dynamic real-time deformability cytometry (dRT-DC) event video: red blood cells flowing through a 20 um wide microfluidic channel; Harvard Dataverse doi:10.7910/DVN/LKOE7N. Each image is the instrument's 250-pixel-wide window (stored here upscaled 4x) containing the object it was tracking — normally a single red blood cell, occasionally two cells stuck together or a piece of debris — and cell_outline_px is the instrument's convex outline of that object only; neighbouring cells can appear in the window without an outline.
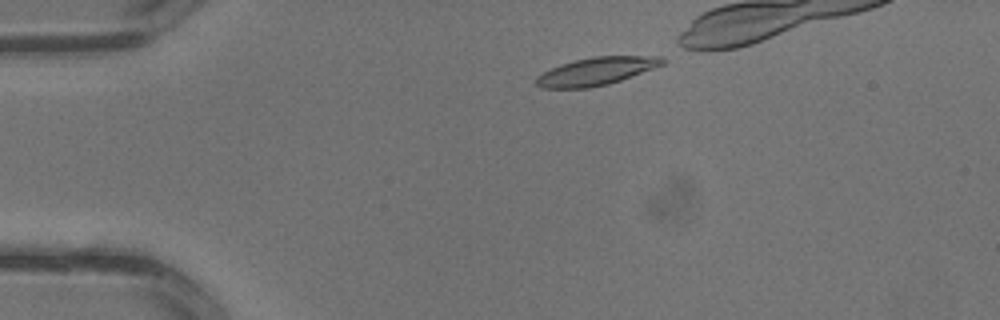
{"species": "common noctule bat (a hibernating species)", "species_latin": "Nyctalus noctula", "temperature_condition": "warm", "stored_images_in_passage": 4, "camera_frame_rate_fps": 3000, "um_per_image_px": 0.085, "animal": {"sex": "male", "body_mass_g": 13.3}, "frame": {"image": 1, "passage_image": 1, "time_ms": 0.0, "image_size_px": [1000, 320], "cell_outline_px": [[668, 60], [664, 64], [620, 80], [608, 84], [588, 88], [540, 88], [536, 84], [536, 76], [560, 64], [592, 56], [668, 52]], "centroid_in_image_um": [50.92, 5.97], "position_along_channel_um": 34.1, "area_um2": 21.56}}
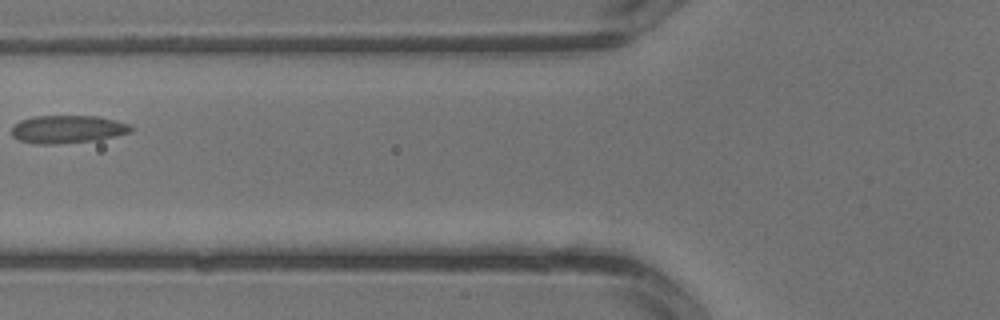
{"frame": {"image": 2, "passage_image": 4, "time_ms": 1.0, "image_size_px": [1000, 320], "cell_outline_px": [[132, 132], [100, 140], [56, 144], [36, 144], [20, 140], [12, 136], [12, 128], [20, 120], [32, 116], [100, 116], [116, 120], [128, 124], [132, 128]], "centroid_in_image_um": [5.76, 10.99], "position_along_channel_um": 120.0, "area_um2": 19.54}}